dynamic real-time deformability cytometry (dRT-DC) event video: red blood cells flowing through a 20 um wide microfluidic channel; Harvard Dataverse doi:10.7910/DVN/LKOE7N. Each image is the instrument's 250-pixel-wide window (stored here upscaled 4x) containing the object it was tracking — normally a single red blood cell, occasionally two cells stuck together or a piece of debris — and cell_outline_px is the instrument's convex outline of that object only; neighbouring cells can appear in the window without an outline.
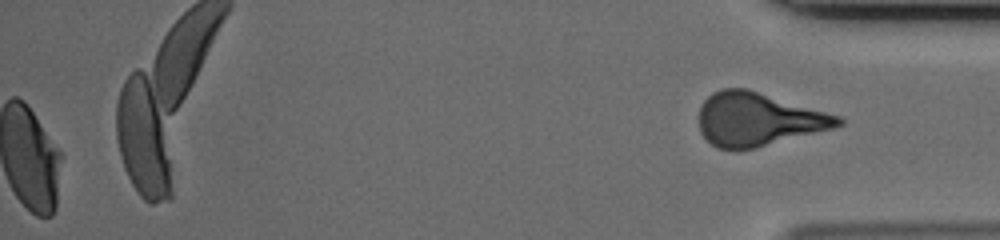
{"species": "human", "species_latin": "Homo sapiens", "temperature_condition": "cold", "stored_images_in_passage": 48, "camera_frame_rate_fps": 3000, "um_per_image_px": 0.085, "donor": {"sex": "male"}, "frame": {"image": 1, "passage_image": 48, "time_ms": 15.667, "image_size_px": [1000, 240], "cell_outline_px": [[844, 124], [832, 128], [756, 148], [716, 148], [700, 132], [700, 104], [712, 92], [720, 88], [744, 88], [840, 116], [844, 120]], "centroid_in_image_um": [64.42, 10.13], "position_along_channel_um": 370.8, "area_um2": 42.54}}